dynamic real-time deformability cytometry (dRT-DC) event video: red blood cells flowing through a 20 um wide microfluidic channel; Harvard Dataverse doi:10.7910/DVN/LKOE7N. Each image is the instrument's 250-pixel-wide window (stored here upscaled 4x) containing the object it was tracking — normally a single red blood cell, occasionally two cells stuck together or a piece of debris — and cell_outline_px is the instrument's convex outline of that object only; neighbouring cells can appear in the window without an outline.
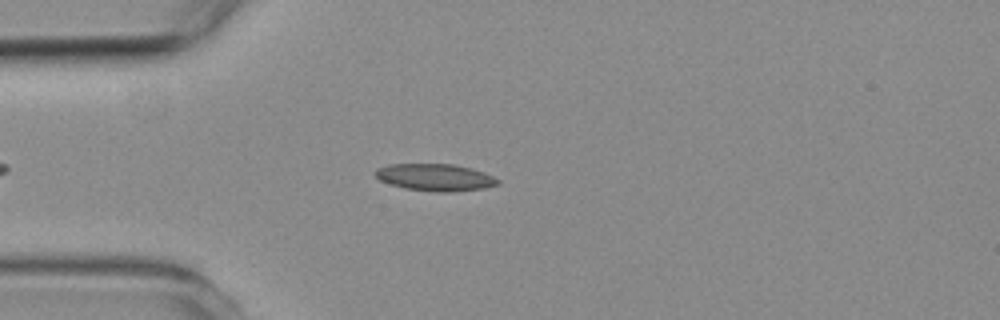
{"species": "common noctule bat (a hibernating species)", "species_latin": "Nyctalus noctula", "temperature_condition": "room temperature", "stored_images_in_passage": 3, "camera_frame_rate_fps": 3000, "um_per_image_px": 0.085, "animal": {"sex": "female", "body_mass_g": 19.3, "forearm_length_mm": 54.1}, "frame": {"image": 1, "passage_image": 2, "time_ms": 1.0, "image_size_px": [1000, 320], "cell_outline_px": [[500, 184], [484, 188], [448, 192], [440, 192], [404, 188], [380, 180], [372, 172], [376, 168], [388, 164], [456, 164], [472, 168], [484, 172], [500, 180]], "centroid_in_image_um": [36.99, 15.06], "position_along_channel_um": 48.0, "area_um2": 19.36}}